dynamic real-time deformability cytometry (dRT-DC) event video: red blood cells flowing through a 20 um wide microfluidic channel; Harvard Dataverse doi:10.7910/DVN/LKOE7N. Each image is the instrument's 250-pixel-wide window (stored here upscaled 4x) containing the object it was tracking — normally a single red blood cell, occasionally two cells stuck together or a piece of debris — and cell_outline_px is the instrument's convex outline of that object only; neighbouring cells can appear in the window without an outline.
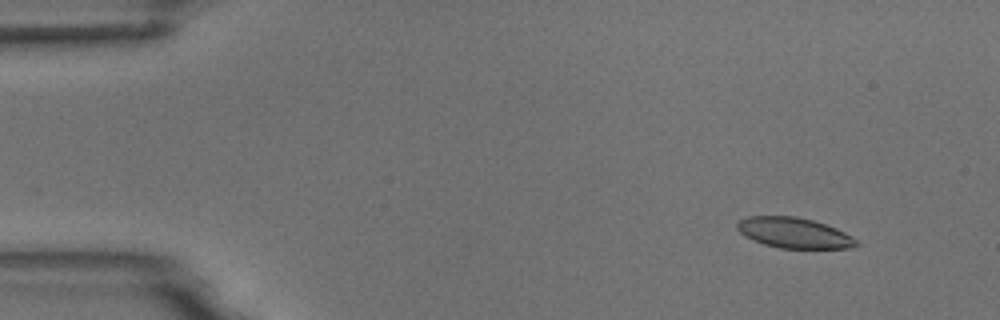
{"species": "common noctule bat (a hibernating species)", "species_latin": "Nyctalus noctula", "temperature_condition": "room temperature", "stored_images_in_passage": 4, "camera_frame_rate_fps": 3000, "um_per_image_px": 0.085, "animal": {"sex": "male", "body_mass_g": 18.8}, "frame": {"image": 1, "passage_image": 1, "time_ms": 0.0, "image_size_px": [1000, 320], "cell_outline_px": [[860, 244], [856, 248], [780, 248], [764, 244], [744, 236], [736, 228], [736, 224], [740, 220], [748, 216], [796, 216], [812, 220], [836, 228], [852, 236]], "centroid_in_image_um": [67.5, 19.79], "position_along_channel_um": 17.5, "area_um2": 21.15}}
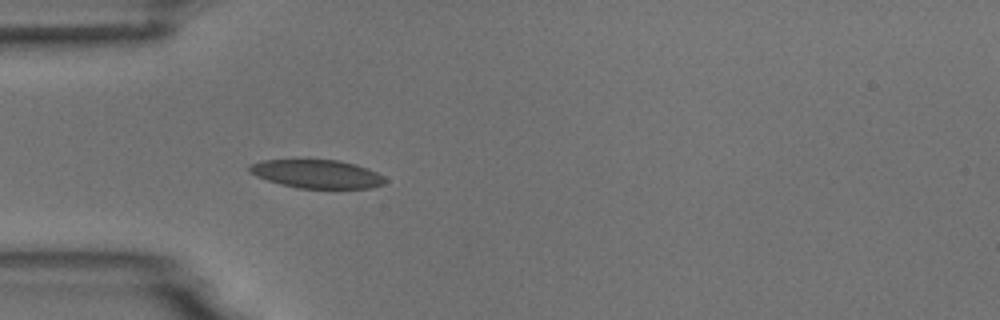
{"frame": {"image": 2, "passage_image": 4, "time_ms": 3.667, "image_size_px": [1000, 320], "cell_outline_px": [[388, 180], [384, 184], [372, 188], [296, 188], [280, 184], [256, 176], [248, 172], [248, 168], [252, 164], [260, 160], [340, 160], [356, 164], [376, 172], [384, 176]], "centroid_in_image_um": [26.95, 14.79], "position_along_channel_um": 58.0, "area_um2": 22.54}}